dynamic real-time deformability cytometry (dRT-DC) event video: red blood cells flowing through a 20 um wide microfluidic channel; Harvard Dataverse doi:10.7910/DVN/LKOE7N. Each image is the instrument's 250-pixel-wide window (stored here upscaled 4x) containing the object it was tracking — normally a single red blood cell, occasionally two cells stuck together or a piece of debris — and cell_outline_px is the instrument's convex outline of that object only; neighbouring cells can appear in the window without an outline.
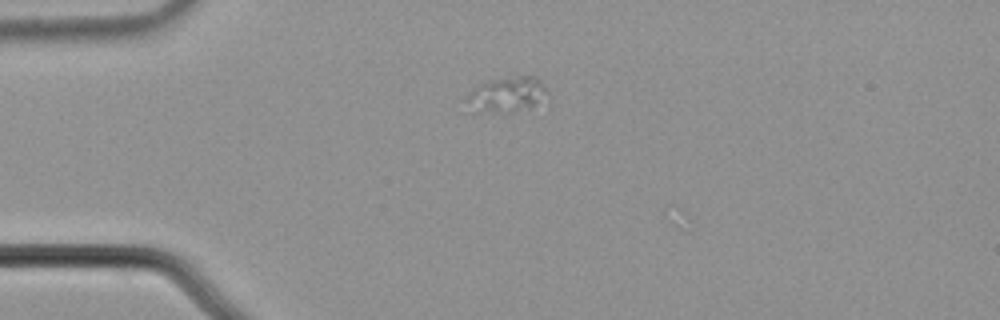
{"species": "common noctule bat (a hibernating species)", "species_latin": "Nyctalus noctula", "temperature_condition": "cold", "stored_images_in_passage": 7, "camera_frame_rate_fps": 3000, "um_per_image_px": 0.085, "animal": {"sex": "male", "body_mass_g": 21.5, "forearm_length_mm": 52.0}, "frame": {"image": 1, "passage_image": 4, "time_ms": 1.0, "image_size_px": [1000, 320], "cell_outline_px": [[548, 92], [528, 108], [512, 112], [464, 112], [464, 96], [480, 84], [488, 80], [508, 76], [536, 76], [544, 84]], "centroid_in_image_um": [42.92, 8.05], "position_along_channel_um": 42.1, "area_um2": 17.05}}